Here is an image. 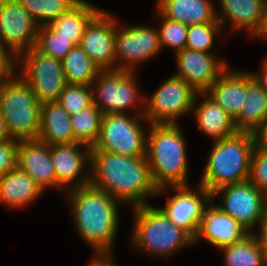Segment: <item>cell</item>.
I'll return each mask as SVG.
<instances>
[{
  "mask_svg": "<svg viewBox=\"0 0 267 266\" xmlns=\"http://www.w3.org/2000/svg\"><path fill=\"white\" fill-rule=\"evenodd\" d=\"M211 0H157L156 9L165 17L186 26L219 23L216 3Z\"/></svg>",
  "mask_w": 267,
  "mask_h": 266,
  "instance_id": "cell-23",
  "label": "cell"
},
{
  "mask_svg": "<svg viewBox=\"0 0 267 266\" xmlns=\"http://www.w3.org/2000/svg\"><path fill=\"white\" fill-rule=\"evenodd\" d=\"M71 116L93 104L91 85L67 84L57 101Z\"/></svg>",
  "mask_w": 267,
  "mask_h": 266,
  "instance_id": "cell-34",
  "label": "cell"
},
{
  "mask_svg": "<svg viewBox=\"0 0 267 266\" xmlns=\"http://www.w3.org/2000/svg\"><path fill=\"white\" fill-rule=\"evenodd\" d=\"M142 108L136 118L127 113L103 114L98 141L90 150L129 157L146 156L148 127L146 129L145 123L149 125V122Z\"/></svg>",
  "mask_w": 267,
  "mask_h": 266,
  "instance_id": "cell-7",
  "label": "cell"
},
{
  "mask_svg": "<svg viewBox=\"0 0 267 266\" xmlns=\"http://www.w3.org/2000/svg\"><path fill=\"white\" fill-rule=\"evenodd\" d=\"M89 184L122 204L130 203L132 208L148 205V198L158 192L146 156L129 157L103 150H90Z\"/></svg>",
  "mask_w": 267,
  "mask_h": 266,
  "instance_id": "cell-1",
  "label": "cell"
},
{
  "mask_svg": "<svg viewBox=\"0 0 267 266\" xmlns=\"http://www.w3.org/2000/svg\"><path fill=\"white\" fill-rule=\"evenodd\" d=\"M115 17L102 9L86 27L79 43L101 70L115 69Z\"/></svg>",
  "mask_w": 267,
  "mask_h": 266,
  "instance_id": "cell-17",
  "label": "cell"
},
{
  "mask_svg": "<svg viewBox=\"0 0 267 266\" xmlns=\"http://www.w3.org/2000/svg\"><path fill=\"white\" fill-rule=\"evenodd\" d=\"M0 52H12L11 50H9L3 46L1 39H0Z\"/></svg>",
  "mask_w": 267,
  "mask_h": 266,
  "instance_id": "cell-46",
  "label": "cell"
},
{
  "mask_svg": "<svg viewBox=\"0 0 267 266\" xmlns=\"http://www.w3.org/2000/svg\"><path fill=\"white\" fill-rule=\"evenodd\" d=\"M132 209L134 228L131 238L135 249L164 258L191 244L194 245V239L169 220L159 208L148 204Z\"/></svg>",
  "mask_w": 267,
  "mask_h": 266,
  "instance_id": "cell-5",
  "label": "cell"
},
{
  "mask_svg": "<svg viewBox=\"0 0 267 266\" xmlns=\"http://www.w3.org/2000/svg\"><path fill=\"white\" fill-rule=\"evenodd\" d=\"M248 181L267 194V149L256 144L250 162Z\"/></svg>",
  "mask_w": 267,
  "mask_h": 266,
  "instance_id": "cell-36",
  "label": "cell"
},
{
  "mask_svg": "<svg viewBox=\"0 0 267 266\" xmlns=\"http://www.w3.org/2000/svg\"><path fill=\"white\" fill-rule=\"evenodd\" d=\"M213 53L184 48L175 53L177 77L185 80L197 93H205L228 67L226 59Z\"/></svg>",
  "mask_w": 267,
  "mask_h": 266,
  "instance_id": "cell-16",
  "label": "cell"
},
{
  "mask_svg": "<svg viewBox=\"0 0 267 266\" xmlns=\"http://www.w3.org/2000/svg\"><path fill=\"white\" fill-rule=\"evenodd\" d=\"M21 66L17 73L31 88L37 100L43 104L57 102L68 84L62 61L49 57L32 48L18 56Z\"/></svg>",
  "mask_w": 267,
  "mask_h": 266,
  "instance_id": "cell-9",
  "label": "cell"
},
{
  "mask_svg": "<svg viewBox=\"0 0 267 266\" xmlns=\"http://www.w3.org/2000/svg\"><path fill=\"white\" fill-rule=\"evenodd\" d=\"M200 96L203 100L197 104ZM196 96L192 114L197 121L199 129L214 140L224 139L235 134L237 128L231 117L220 105L211 99L206 93H198Z\"/></svg>",
  "mask_w": 267,
  "mask_h": 266,
  "instance_id": "cell-22",
  "label": "cell"
},
{
  "mask_svg": "<svg viewBox=\"0 0 267 266\" xmlns=\"http://www.w3.org/2000/svg\"><path fill=\"white\" fill-rule=\"evenodd\" d=\"M216 201L218 200H211L203 209L194 244L203 239L220 250L241 242L250 233L238 221L224 213L216 205Z\"/></svg>",
  "mask_w": 267,
  "mask_h": 266,
  "instance_id": "cell-18",
  "label": "cell"
},
{
  "mask_svg": "<svg viewBox=\"0 0 267 266\" xmlns=\"http://www.w3.org/2000/svg\"><path fill=\"white\" fill-rule=\"evenodd\" d=\"M39 25L18 0H0V39L17 57L35 47Z\"/></svg>",
  "mask_w": 267,
  "mask_h": 266,
  "instance_id": "cell-14",
  "label": "cell"
},
{
  "mask_svg": "<svg viewBox=\"0 0 267 266\" xmlns=\"http://www.w3.org/2000/svg\"><path fill=\"white\" fill-rule=\"evenodd\" d=\"M245 99L234 118L237 131L254 133L267 119V93L247 71Z\"/></svg>",
  "mask_w": 267,
  "mask_h": 266,
  "instance_id": "cell-26",
  "label": "cell"
},
{
  "mask_svg": "<svg viewBox=\"0 0 267 266\" xmlns=\"http://www.w3.org/2000/svg\"><path fill=\"white\" fill-rule=\"evenodd\" d=\"M155 12L157 18L162 21L161 26L157 27L162 50L165 47L173 49L175 53L183 50L186 45L187 26L181 22L165 18L157 9Z\"/></svg>",
  "mask_w": 267,
  "mask_h": 266,
  "instance_id": "cell-35",
  "label": "cell"
},
{
  "mask_svg": "<svg viewBox=\"0 0 267 266\" xmlns=\"http://www.w3.org/2000/svg\"><path fill=\"white\" fill-rule=\"evenodd\" d=\"M17 167L28 174L45 191L54 187L56 175L50 155V145L40 140L20 141Z\"/></svg>",
  "mask_w": 267,
  "mask_h": 266,
  "instance_id": "cell-19",
  "label": "cell"
},
{
  "mask_svg": "<svg viewBox=\"0 0 267 266\" xmlns=\"http://www.w3.org/2000/svg\"><path fill=\"white\" fill-rule=\"evenodd\" d=\"M93 258L87 266H100V254H95Z\"/></svg>",
  "mask_w": 267,
  "mask_h": 266,
  "instance_id": "cell-45",
  "label": "cell"
},
{
  "mask_svg": "<svg viewBox=\"0 0 267 266\" xmlns=\"http://www.w3.org/2000/svg\"><path fill=\"white\" fill-rule=\"evenodd\" d=\"M216 198H221L216 205L238 221L250 234L255 231V226L261 224L267 211V194L258 190L248 180L220 187L212 193V200Z\"/></svg>",
  "mask_w": 267,
  "mask_h": 266,
  "instance_id": "cell-11",
  "label": "cell"
},
{
  "mask_svg": "<svg viewBox=\"0 0 267 266\" xmlns=\"http://www.w3.org/2000/svg\"><path fill=\"white\" fill-rule=\"evenodd\" d=\"M266 0H219L221 12L216 19L225 26L230 21L232 31L247 30L253 37L259 35L264 22Z\"/></svg>",
  "mask_w": 267,
  "mask_h": 266,
  "instance_id": "cell-20",
  "label": "cell"
},
{
  "mask_svg": "<svg viewBox=\"0 0 267 266\" xmlns=\"http://www.w3.org/2000/svg\"><path fill=\"white\" fill-rule=\"evenodd\" d=\"M10 139L4 124V119L0 112V143Z\"/></svg>",
  "mask_w": 267,
  "mask_h": 266,
  "instance_id": "cell-44",
  "label": "cell"
},
{
  "mask_svg": "<svg viewBox=\"0 0 267 266\" xmlns=\"http://www.w3.org/2000/svg\"><path fill=\"white\" fill-rule=\"evenodd\" d=\"M257 37L267 40V1L265 2L264 22L261 31Z\"/></svg>",
  "mask_w": 267,
  "mask_h": 266,
  "instance_id": "cell-43",
  "label": "cell"
},
{
  "mask_svg": "<svg viewBox=\"0 0 267 266\" xmlns=\"http://www.w3.org/2000/svg\"><path fill=\"white\" fill-rule=\"evenodd\" d=\"M222 35L220 23H202L187 26L185 48L211 53L215 37Z\"/></svg>",
  "mask_w": 267,
  "mask_h": 266,
  "instance_id": "cell-33",
  "label": "cell"
},
{
  "mask_svg": "<svg viewBox=\"0 0 267 266\" xmlns=\"http://www.w3.org/2000/svg\"><path fill=\"white\" fill-rule=\"evenodd\" d=\"M38 140L48 145L78 143L74 138L70 115L58 102L42 104Z\"/></svg>",
  "mask_w": 267,
  "mask_h": 266,
  "instance_id": "cell-25",
  "label": "cell"
},
{
  "mask_svg": "<svg viewBox=\"0 0 267 266\" xmlns=\"http://www.w3.org/2000/svg\"><path fill=\"white\" fill-rule=\"evenodd\" d=\"M103 113L93 103L70 116L74 138L78 143L93 147L100 135Z\"/></svg>",
  "mask_w": 267,
  "mask_h": 266,
  "instance_id": "cell-29",
  "label": "cell"
},
{
  "mask_svg": "<svg viewBox=\"0 0 267 266\" xmlns=\"http://www.w3.org/2000/svg\"><path fill=\"white\" fill-rule=\"evenodd\" d=\"M45 193L18 167L0 177V202L11 209H22Z\"/></svg>",
  "mask_w": 267,
  "mask_h": 266,
  "instance_id": "cell-24",
  "label": "cell"
},
{
  "mask_svg": "<svg viewBox=\"0 0 267 266\" xmlns=\"http://www.w3.org/2000/svg\"><path fill=\"white\" fill-rule=\"evenodd\" d=\"M91 86L93 103L103 114L126 113L129 108L144 104L136 71L101 70Z\"/></svg>",
  "mask_w": 267,
  "mask_h": 266,
  "instance_id": "cell-8",
  "label": "cell"
},
{
  "mask_svg": "<svg viewBox=\"0 0 267 266\" xmlns=\"http://www.w3.org/2000/svg\"><path fill=\"white\" fill-rule=\"evenodd\" d=\"M261 66L260 71H257L256 73L251 72V75L267 93V57L262 62Z\"/></svg>",
  "mask_w": 267,
  "mask_h": 266,
  "instance_id": "cell-41",
  "label": "cell"
},
{
  "mask_svg": "<svg viewBox=\"0 0 267 266\" xmlns=\"http://www.w3.org/2000/svg\"><path fill=\"white\" fill-rule=\"evenodd\" d=\"M74 46L68 38L60 36L49 25L39 26L34 48L42 54L61 60Z\"/></svg>",
  "mask_w": 267,
  "mask_h": 266,
  "instance_id": "cell-32",
  "label": "cell"
},
{
  "mask_svg": "<svg viewBox=\"0 0 267 266\" xmlns=\"http://www.w3.org/2000/svg\"><path fill=\"white\" fill-rule=\"evenodd\" d=\"M75 228L94 254H112L122 205L105 191L91 184L65 191Z\"/></svg>",
  "mask_w": 267,
  "mask_h": 266,
  "instance_id": "cell-2",
  "label": "cell"
},
{
  "mask_svg": "<svg viewBox=\"0 0 267 266\" xmlns=\"http://www.w3.org/2000/svg\"><path fill=\"white\" fill-rule=\"evenodd\" d=\"M117 23L116 19L115 69L135 72L137 64L153 59L162 50L158 29Z\"/></svg>",
  "mask_w": 267,
  "mask_h": 266,
  "instance_id": "cell-12",
  "label": "cell"
},
{
  "mask_svg": "<svg viewBox=\"0 0 267 266\" xmlns=\"http://www.w3.org/2000/svg\"><path fill=\"white\" fill-rule=\"evenodd\" d=\"M196 96L185 80L173 75L149 98L144 96V117L149 124H178L179 117L192 113Z\"/></svg>",
  "mask_w": 267,
  "mask_h": 266,
  "instance_id": "cell-10",
  "label": "cell"
},
{
  "mask_svg": "<svg viewBox=\"0 0 267 266\" xmlns=\"http://www.w3.org/2000/svg\"><path fill=\"white\" fill-rule=\"evenodd\" d=\"M254 138L258 147L267 149V119L254 132Z\"/></svg>",
  "mask_w": 267,
  "mask_h": 266,
  "instance_id": "cell-40",
  "label": "cell"
},
{
  "mask_svg": "<svg viewBox=\"0 0 267 266\" xmlns=\"http://www.w3.org/2000/svg\"><path fill=\"white\" fill-rule=\"evenodd\" d=\"M112 258V254H100V266H115Z\"/></svg>",
  "mask_w": 267,
  "mask_h": 266,
  "instance_id": "cell-42",
  "label": "cell"
},
{
  "mask_svg": "<svg viewBox=\"0 0 267 266\" xmlns=\"http://www.w3.org/2000/svg\"><path fill=\"white\" fill-rule=\"evenodd\" d=\"M17 60L18 57L13 52H0V86L17 75L15 73Z\"/></svg>",
  "mask_w": 267,
  "mask_h": 266,
  "instance_id": "cell-38",
  "label": "cell"
},
{
  "mask_svg": "<svg viewBox=\"0 0 267 266\" xmlns=\"http://www.w3.org/2000/svg\"><path fill=\"white\" fill-rule=\"evenodd\" d=\"M219 251H223L226 266H267L264 254L252 234Z\"/></svg>",
  "mask_w": 267,
  "mask_h": 266,
  "instance_id": "cell-30",
  "label": "cell"
},
{
  "mask_svg": "<svg viewBox=\"0 0 267 266\" xmlns=\"http://www.w3.org/2000/svg\"><path fill=\"white\" fill-rule=\"evenodd\" d=\"M247 88V71L227 67L205 92L233 119L239 114Z\"/></svg>",
  "mask_w": 267,
  "mask_h": 266,
  "instance_id": "cell-21",
  "label": "cell"
},
{
  "mask_svg": "<svg viewBox=\"0 0 267 266\" xmlns=\"http://www.w3.org/2000/svg\"><path fill=\"white\" fill-rule=\"evenodd\" d=\"M41 106L19 75L0 86V112L10 139L38 140Z\"/></svg>",
  "mask_w": 267,
  "mask_h": 266,
  "instance_id": "cell-6",
  "label": "cell"
},
{
  "mask_svg": "<svg viewBox=\"0 0 267 266\" xmlns=\"http://www.w3.org/2000/svg\"><path fill=\"white\" fill-rule=\"evenodd\" d=\"M197 190L189 185L165 186L158 189L157 195L173 190L166 204L159 208L177 227L185 230L193 239L198 234L203 209L212 200V194L201 184Z\"/></svg>",
  "mask_w": 267,
  "mask_h": 266,
  "instance_id": "cell-13",
  "label": "cell"
},
{
  "mask_svg": "<svg viewBox=\"0 0 267 266\" xmlns=\"http://www.w3.org/2000/svg\"><path fill=\"white\" fill-rule=\"evenodd\" d=\"M254 147V133L250 132L214 140L199 184L212 194L220 187L247 181Z\"/></svg>",
  "mask_w": 267,
  "mask_h": 266,
  "instance_id": "cell-4",
  "label": "cell"
},
{
  "mask_svg": "<svg viewBox=\"0 0 267 266\" xmlns=\"http://www.w3.org/2000/svg\"><path fill=\"white\" fill-rule=\"evenodd\" d=\"M61 61L69 84L92 85L101 71L79 45H75Z\"/></svg>",
  "mask_w": 267,
  "mask_h": 266,
  "instance_id": "cell-28",
  "label": "cell"
},
{
  "mask_svg": "<svg viewBox=\"0 0 267 266\" xmlns=\"http://www.w3.org/2000/svg\"><path fill=\"white\" fill-rule=\"evenodd\" d=\"M101 10L94 7L92 3L78 0L59 18L53 20L49 26L60 36L68 38L74 45H79L86 27Z\"/></svg>",
  "mask_w": 267,
  "mask_h": 266,
  "instance_id": "cell-27",
  "label": "cell"
},
{
  "mask_svg": "<svg viewBox=\"0 0 267 266\" xmlns=\"http://www.w3.org/2000/svg\"><path fill=\"white\" fill-rule=\"evenodd\" d=\"M90 149L81 143L50 145L58 191L64 193L69 189L89 184Z\"/></svg>",
  "mask_w": 267,
  "mask_h": 266,
  "instance_id": "cell-15",
  "label": "cell"
},
{
  "mask_svg": "<svg viewBox=\"0 0 267 266\" xmlns=\"http://www.w3.org/2000/svg\"><path fill=\"white\" fill-rule=\"evenodd\" d=\"M259 228L260 229L257 232L253 231L252 235L256 238V241L267 261V211L261 221V224L259 225Z\"/></svg>",
  "mask_w": 267,
  "mask_h": 266,
  "instance_id": "cell-39",
  "label": "cell"
},
{
  "mask_svg": "<svg viewBox=\"0 0 267 266\" xmlns=\"http://www.w3.org/2000/svg\"><path fill=\"white\" fill-rule=\"evenodd\" d=\"M39 26L49 25L78 0H18Z\"/></svg>",
  "mask_w": 267,
  "mask_h": 266,
  "instance_id": "cell-31",
  "label": "cell"
},
{
  "mask_svg": "<svg viewBox=\"0 0 267 266\" xmlns=\"http://www.w3.org/2000/svg\"><path fill=\"white\" fill-rule=\"evenodd\" d=\"M19 142L8 139L0 143V177L17 168Z\"/></svg>",
  "mask_w": 267,
  "mask_h": 266,
  "instance_id": "cell-37",
  "label": "cell"
},
{
  "mask_svg": "<svg viewBox=\"0 0 267 266\" xmlns=\"http://www.w3.org/2000/svg\"><path fill=\"white\" fill-rule=\"evenodd\" d=\"M146 158L155 185H188L187 144L179 124H150Z\"/></svg>",
  "mask_w": 267,
  "mask_h": 266,
  "instance_id": "cell-3",
  "label": "cell"
}]
</instances>
